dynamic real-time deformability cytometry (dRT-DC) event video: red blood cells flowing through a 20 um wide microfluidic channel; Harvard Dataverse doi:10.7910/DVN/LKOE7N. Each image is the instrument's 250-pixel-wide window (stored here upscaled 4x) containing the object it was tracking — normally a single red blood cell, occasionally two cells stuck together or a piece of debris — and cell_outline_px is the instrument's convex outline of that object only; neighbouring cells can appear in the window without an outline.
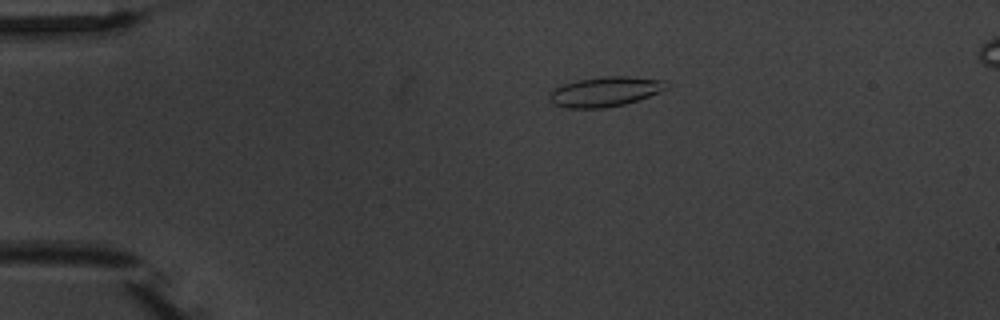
{"species": "common noctule bat (a hibernating species)", "species_latin": "Nyctalus noctula", "temperature_condition": "warm", "stored_images_in_passage": 7, "camera_frame_rate_fps": 3000, "um_per_image_px": 0.085, "animal": {"sex": "male", "body_mass_g": 20.1, "forearm_length_mm": 53.5}, "frame": {"image": 1, "passage_image": 4, "time_ms": 3.667, "image_size_px": [1000, 320], "cell_outline_px": [[668, 88], [660, 92], [624, 104], [604, 108], [564, 108], [552, 104], [548, 100], [552, 92], [556, 88], [564, 84], [576, 80], [604, 76], [628, 76], [664, 80]], "centroid_in_image_um": [51.41, 7.79], "position_along_channel_um": 33.6, "area_um2": 20.23}}